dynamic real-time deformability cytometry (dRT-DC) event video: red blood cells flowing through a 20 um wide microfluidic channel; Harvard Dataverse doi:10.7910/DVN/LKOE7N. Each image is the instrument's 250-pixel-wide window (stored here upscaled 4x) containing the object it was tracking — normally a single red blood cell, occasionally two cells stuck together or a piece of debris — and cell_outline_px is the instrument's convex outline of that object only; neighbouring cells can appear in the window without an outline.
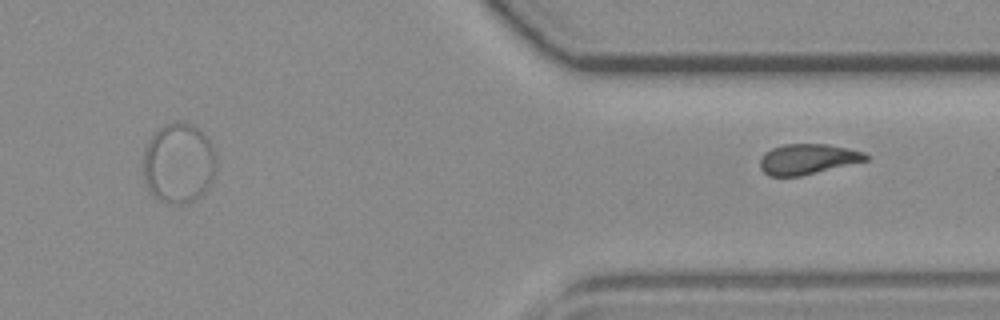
{"species": "common noctule bat (a hibernating species)", "species_latin": "Nyctalus noctula", "temperature_condition": "room temperature", "stored_images_in_passage": 10, "segment_of_instrument_passage": [2, 2], "camera_frame_rate_fps": 3000, "um_per_image_px": 0.085, "animal": {"sex": "female", "body_mass_g": 19.3, "forearm_length_mm": 54.1}, "frame": {"image": 1, "passage_image": 10, "time_ms": 11.333, "image_size_px": [1000, 320], "cell_outline_px": [[868, 160], [800, 176], [768, 176], [760, 168], [760, 160], [764, 152], [772, 148], [784, 144], [828, 144], [848, 148], [864, 152], [868, 156]], "centroid_in_image_um": [68.63, 13.52], "position_along_channel_um": 342.8, "area_um2": 18.67}}